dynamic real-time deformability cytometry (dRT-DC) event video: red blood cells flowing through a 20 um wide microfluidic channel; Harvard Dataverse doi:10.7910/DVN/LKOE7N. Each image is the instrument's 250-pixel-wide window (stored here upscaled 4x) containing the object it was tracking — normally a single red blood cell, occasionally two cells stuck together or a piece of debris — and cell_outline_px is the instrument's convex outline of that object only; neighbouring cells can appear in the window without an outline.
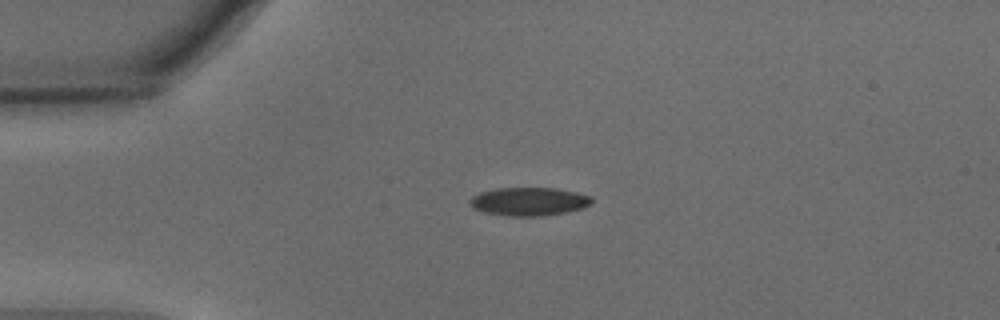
{"species": "common noctule bat (a hibernating species)", "species_latin": "Nyctalus noctula", "temperature_condition": "warm", "stored_images_in_passage": 42, "camera_frame_rate_fps": 3000, "um_per_image_px": 0.085, "animal": {"sex": "male", "body_mass_g": 15.6}, "frame": {"image": 1, "passage_image": 1, "time_ms": 0.0, "image_size_px": [1000, 320], "cell_outline_px": [[592, 204], [584, 208], [564, 212], [540, 216], [508, 216], [484, 212], [472, 208], [468, 204], [468, 200], [472, 196], [480, 192], [496, 188], [556, 188], [576, 192], [592, 196]], "centroid_in_image_um": [44.94, 17.12], "position_along_channel_um": 40.1, "area_um2": 20.29}}
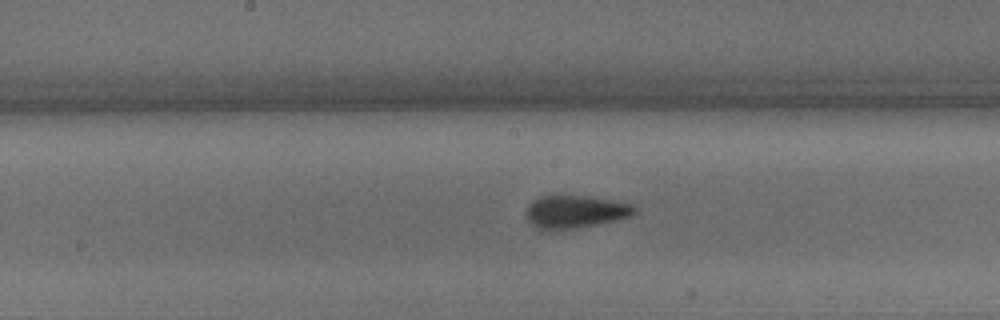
{"frame": {"image": 2, "passage_image": 16, "time_ms": 5.0, "image_size_px": [1000, 320], "cell_outline_px": [[636, 212], [628, 216], [596, 224], [556, 232], [540, 232], [528, 220], [524, 212], [528, 204], [532, 200], [540, 196], [588, 196], [632, 204], [636, 208]], "centroid_in_image_um": [48.77, 18.03], "position_along_channel_um": 199.4, "area_um2": 20.98}}
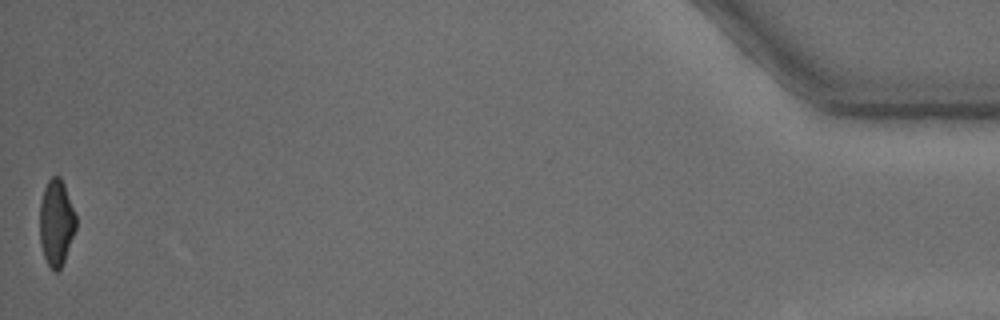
{"frame": {"image": 3, "passage_image": 42, "time_ms": 13.667, "image_size_px": [1000, 320], "cell_outline_px": [[76, 228], [64, 260], [60, 268], [56, 272], [52, 272], [44, 256], [40, 244], [40, 200], [44, 188], [48, 180], [52, 176], [60, 176], [64, 184], [76, 216]], "centroid_in_image_um": [4.77, 18.92], "position_along_channel_um": 430.4, "area_um2": 18.15}, "authors_computed_cell_mechanics": {"area_um2": 20.2011, "velocity_mm_per_s": 3.7535, "shape_relaxation_time_tau1_ms": 4.2717, "shape_relaxation_time_tau2_ms": 1.2603, "deformation_change_tau1": 0.1586, "deformation_change_tau2": 0.079}}